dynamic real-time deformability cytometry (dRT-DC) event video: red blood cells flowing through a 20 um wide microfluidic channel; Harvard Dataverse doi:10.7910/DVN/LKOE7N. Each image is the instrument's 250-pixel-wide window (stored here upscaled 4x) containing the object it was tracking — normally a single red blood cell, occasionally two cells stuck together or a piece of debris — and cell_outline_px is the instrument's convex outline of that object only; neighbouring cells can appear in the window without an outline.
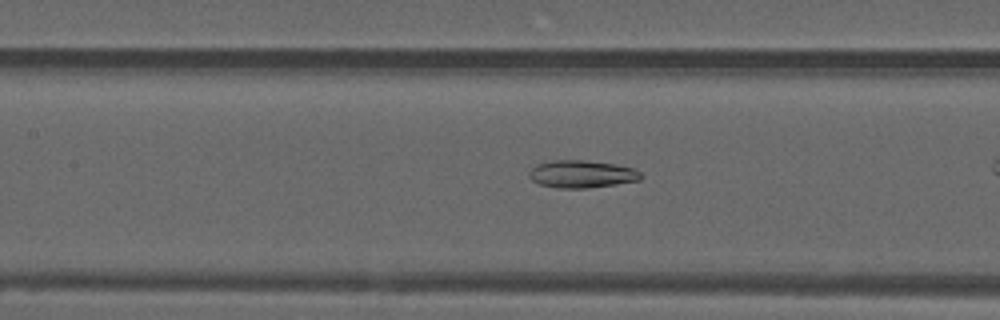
{"species": "common noctule bat (a hibernating species)", "species_latin": "Nyctalus noctula", "temperature_condition": "warm", "stored_images_in_passage": 43, "camera_frame_rate_fps": 3000, "um_per_image_px": 0.085, "animal": {"sex": "male", "forearm_length_mm": 52.5}, "frame": {"image": 1, "passage_image": 25, "time_ms": 8.0, "image_size_px": [1000, 320], "cell_outline_px": [[644, 176], [640, 180], [616, 184], [588, 188], [556, 188], [540, 184], [532, 180], [528, 176], [528, 172], [536, 164], [552, 160], [584, 160], [612, 164], [632, 168], [640, 172]], "centroid_in_image_um": [49.42, 14.8], "position_along_channel_um": 158.0, "area_um2": 17.92}}